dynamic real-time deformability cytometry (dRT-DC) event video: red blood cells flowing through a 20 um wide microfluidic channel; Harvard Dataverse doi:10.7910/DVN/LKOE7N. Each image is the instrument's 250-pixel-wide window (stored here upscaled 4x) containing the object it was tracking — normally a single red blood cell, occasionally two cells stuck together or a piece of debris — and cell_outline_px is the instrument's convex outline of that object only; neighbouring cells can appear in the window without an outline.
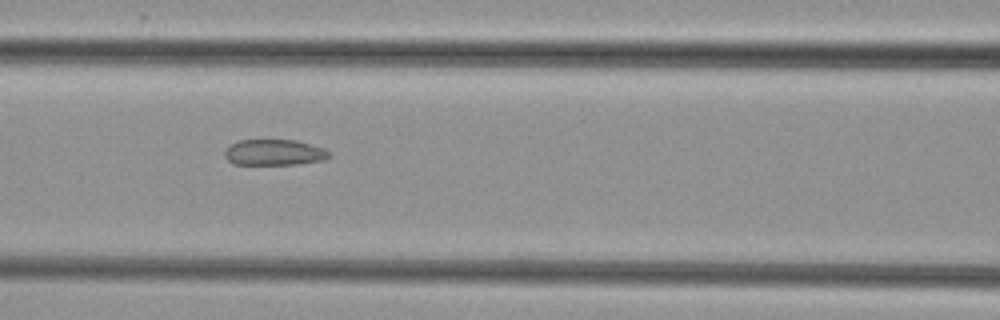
{"species": "common noctule bat (a hibernating species)", "species_latin": "Nyctalus noctula", "temperature_condition": "cold", "stored_images_in_passage": 10, "camera_frame_rate_fps": 3000, "um_per_image_px": 0.085, "animal": {"sex": "female", "body_mass_g": 29.2, "forearm_length_mm": 56.3}, "frame": {"image": 1, "passage_image": 7, "time_ms": 7.667, "image_size_px": [1000, 320], "cell_outline_px": [[332, 156], [324, 160], [300, 164], [232, 164], [224, 156], [224, 152], [232, 144], [240, 140], [296, 140], [324, 148]], "centroid_in_image_um": [23.33, 12.96], "position_along_channel_um": 143.3, "area_um2": 15.72}}
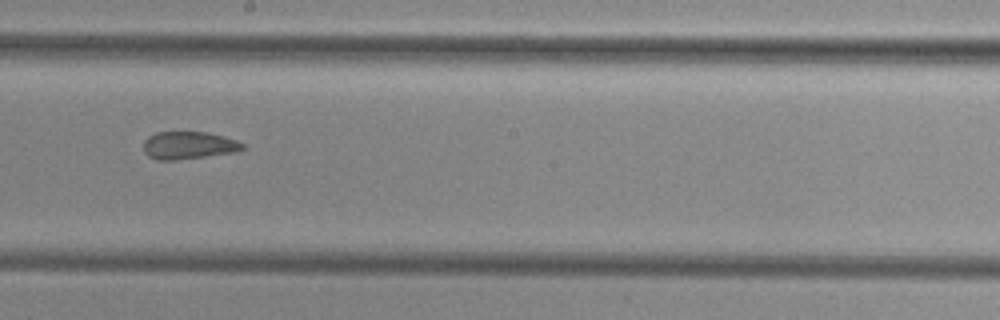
{"frame": {"image": 2, "passage_image": 9, "time_ms": 10.0, "image_size_px": [1000, 320], "cell_outline_px": [[244, 148], [240, 152], [176, 160], [156, 160], [148, 156], [144, 152], [144, 140], [148, 136], [156, 132], [208, 132], [224, 136], [236, 140], [244, 144]], "centroid_in_image_um": [16.05, 12.36], "position_along_channel_um": 232.2, "area_um2": 16.18}}
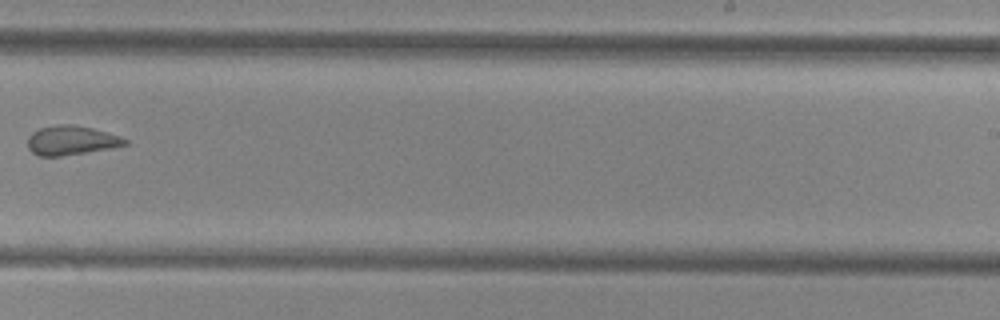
{"frame": {"image": 3, "passage_image": 10, "time_ms": 11.333, "image_size_px": [1000, 320], "cell_outline_px": [[128, 144], [112, 148], [60, 156], [40, 156], [32, 152], [28, 148], [28, 136], [32, 132], [40, 128], [56, 124], [68, 124], [92, 128], [108, 132], [120, 136], [128, 140]], "centroid_in_image_um": [6.06, 11.93], "position_along_channel_um": 282.9, "area_um2": 16.59}}